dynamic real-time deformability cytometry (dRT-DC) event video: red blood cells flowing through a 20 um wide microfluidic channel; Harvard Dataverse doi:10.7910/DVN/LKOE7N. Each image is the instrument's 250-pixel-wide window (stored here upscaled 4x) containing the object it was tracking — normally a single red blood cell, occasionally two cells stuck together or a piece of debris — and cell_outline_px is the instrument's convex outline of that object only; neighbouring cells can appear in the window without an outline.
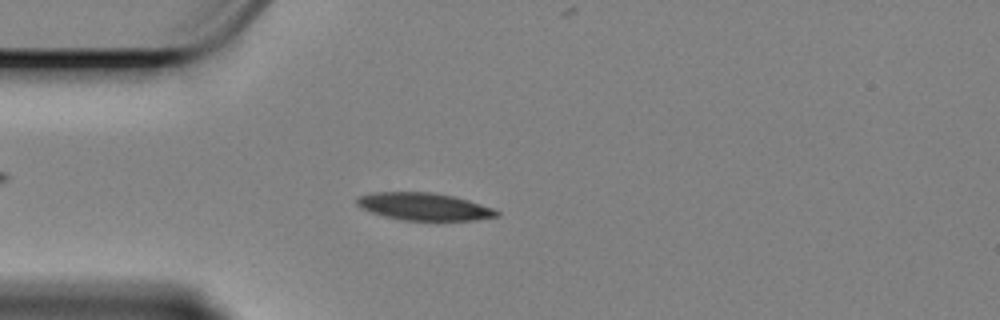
{"species": "Egyptian fruit bat (a non-hibernating species)", "species_latin": "Rousettus aegyptiacus", "temperature_condition": "cold", "stored_images_in_passage": 53, "camera_frame_rate_fps": 3000, "um_per_image_px": 0.085, "animal": {"sex": "female"}, "frame": {"image": 1, "passage_image": 8, "time_ms": 2.333, "image_size_px": [1000, 320], "cell_outline_px": [[500, 216], [476, 220], [400, 220], [384, 216], [360, 208], [356, 204], [356, 196], [372, 192], [432, 192], [452, 196], [468, 200], [492, 208], [500, 212]], "centroid_in_image_um": [36.01, 17.56], "position_along_channel_um": 49.0, "area_um2": 22.43}}
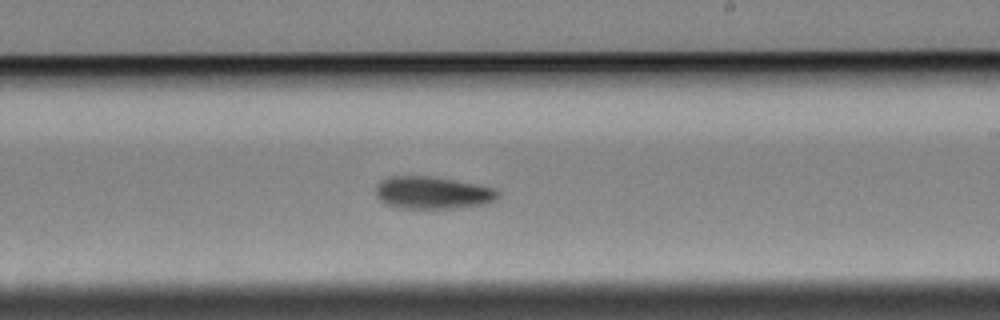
{"frame": {"image": 2, "passage_image": 27, "time_ms": 8.667, "image_size_px": [1000, 320], "cell_outline_px": [[500, 196], [496, 200], [488, 204], [452, 208], [396, 208], [384, 204], [376, 196], [376, 184], [380, 180], [388, 176], [428, 176], [452, 180], [496, 188], [500, 192]], "centroid_in_image_um": [36.75, 16.39], "position_along_channel_um": 252.2, "area_um2": 23.29}}
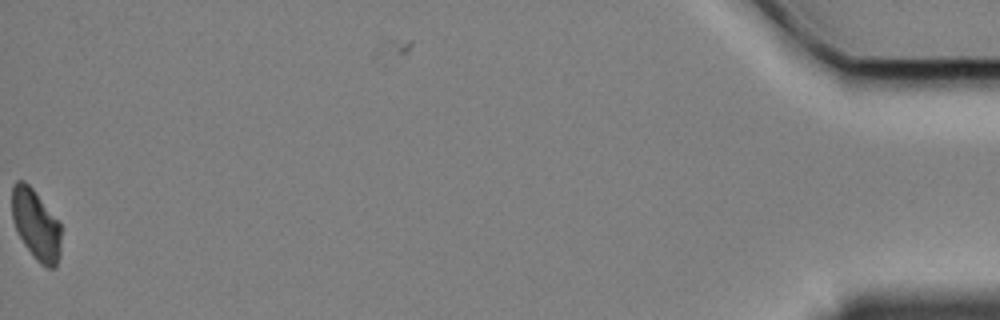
{"frame": {"image": 3, "passage_image": 52, "time_ms": 17.0, "image_size_px": [1000, 320], "cell_outline_px": [[60, 256], [56, 268], [48, 268], [40, 264], [32, 256], [24, 244], [12, 220], [12, 188], [16, 180], [24, 180], [32, 188], [60, 220]], "centroid_in_image_um": [3.07, 19.11], "position_along_channel_um": 432.1, "area_um2": 20.4}, "authors_computed_cell_mechanics": {"area_um2": 22.253, "velocity_mm_per_s": 3.3593, "shape_relaxation_time_tau1_ms": 7.4634, "shape_relaxation_time_tau2_ms": null, "deformation_change_tau1": 0.1468, "deformation_change_tau2": null}}